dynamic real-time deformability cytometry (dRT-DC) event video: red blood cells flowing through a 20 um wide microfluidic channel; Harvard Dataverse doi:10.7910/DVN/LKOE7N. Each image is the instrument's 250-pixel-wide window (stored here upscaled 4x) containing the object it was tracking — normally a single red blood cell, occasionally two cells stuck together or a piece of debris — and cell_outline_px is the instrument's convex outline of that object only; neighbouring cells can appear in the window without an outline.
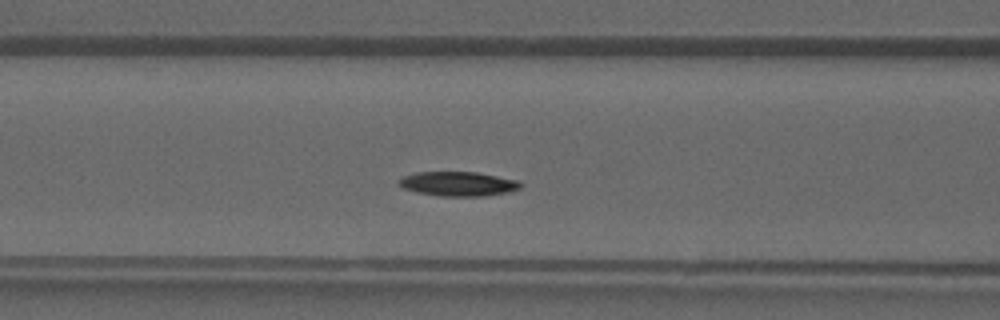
{"species": "common noctule bat (a hibernating species)", "species_latin": "Nyctalus noctula", "temperature_condition": "warm", "stored_images_in_passage": 23, "camera_frame_rate_fps": 3000, "um_per_image_px": 0.085, "animal": {"sex": "male", "forearm_length_mm": 52.5}, "frame": {"image": 1, "passage_image": 6, "time_ms": 1.667, "image_size_px": [1000, 320], "cell_outline_px": [[524, 184], [520, 188], [508, 192], [484, 196], [440, 196], [416, 192], [404, 188], [396, 184], [396, 180], [404, 176], [416, 172], [476, 172], [520, 180]], "centroid_in_image_um": [38.94, 15.62], "position_along_channel_um": 127.7, "area_um2": 17.51}}
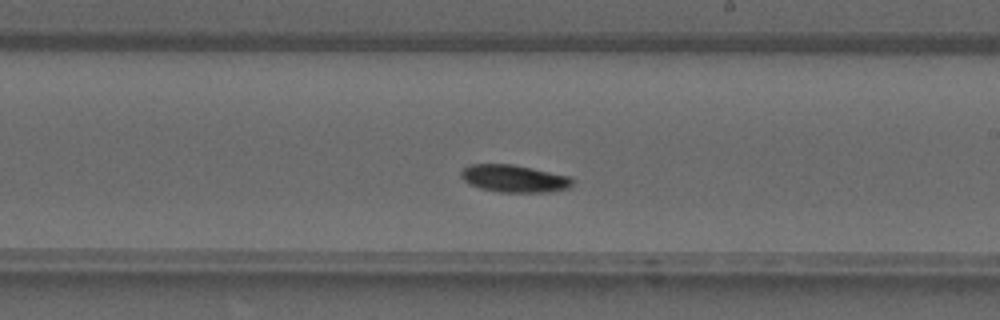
{"frame": {"image": 2, "passage_image": 13, "time_ms": 4.0, "image_size_px": [1000, 320], "cell_outline_px": [[572, 188], [552, 192], [500, 192], [480, 188], [468, 184], [460, 176], [460, 172], [468, 164], [512, 164], [572, 176]], "centroid_in_image_um": [43.73, 15.18], "position_along_channel_um": 245.3, "area_um2": 18.03}}
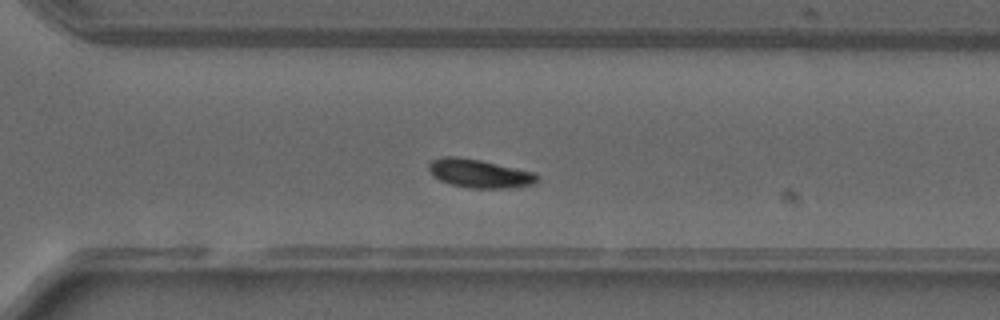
{"frame": {"image": 3, "passage_image": 18, "time_ms": 5.667, "image_size_px": [1000, 320], "cell_outline_px": [[536, 180], [532, 184], [508, 188], [472, 188], [452, 184], [440, 180], [432, 176], [428, 172], [428, 164], [432, 160], [440, 156], [456, 156], [480, 160], [532, 172], [536, 176]], "centroid_in_image_um": [40.64, 14.73], "position_along_channel_um": 330.0, "area_um2": 17.74}}